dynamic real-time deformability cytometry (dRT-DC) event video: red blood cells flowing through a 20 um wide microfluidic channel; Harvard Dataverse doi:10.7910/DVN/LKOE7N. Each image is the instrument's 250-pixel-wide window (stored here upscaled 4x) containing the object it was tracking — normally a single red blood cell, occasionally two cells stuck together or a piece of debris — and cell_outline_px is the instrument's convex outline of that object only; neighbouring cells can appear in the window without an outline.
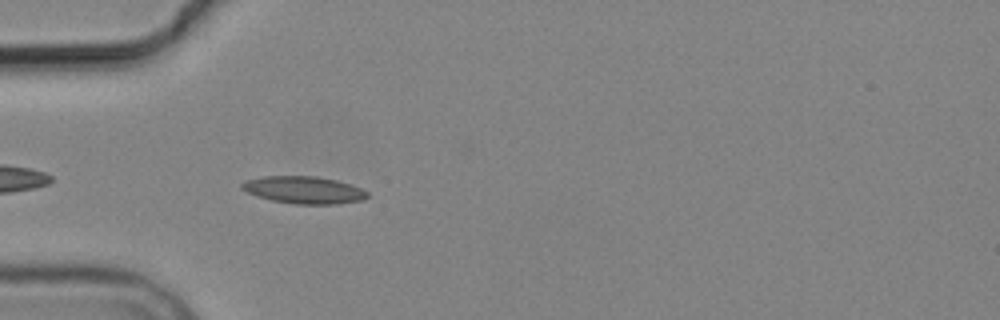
{"species": "common noctule bat (a hibernating species)", "species_latin": "Nyctalus noctula", "temperature_condition": "cold", "stored_images_in_passage": 6, "camera_frame_rate_fps": 3000, "um_per_image_px": 0.085, "animal": {"sex": "male", "body_mass_g": 19.2, "forearm_length_mm": 51.8}, "frame": {"image": 1, "passage_image": 6, "time_ms": 5.667, "image_size_px": [1000, 320], "cell_outline_px": [[368, 196], [364, 200], [336, 204], [296, 204], [272, 200], [256, 196], [240, 188], [240, 184], [244, 180], [264, 176], [316, 176], [336, 180], [360, 188], [368, 192]], "centroid_in_image_um": [25.8, 16.14], "position_along_channel_um": 59.2, "area_um2": 19.94}}